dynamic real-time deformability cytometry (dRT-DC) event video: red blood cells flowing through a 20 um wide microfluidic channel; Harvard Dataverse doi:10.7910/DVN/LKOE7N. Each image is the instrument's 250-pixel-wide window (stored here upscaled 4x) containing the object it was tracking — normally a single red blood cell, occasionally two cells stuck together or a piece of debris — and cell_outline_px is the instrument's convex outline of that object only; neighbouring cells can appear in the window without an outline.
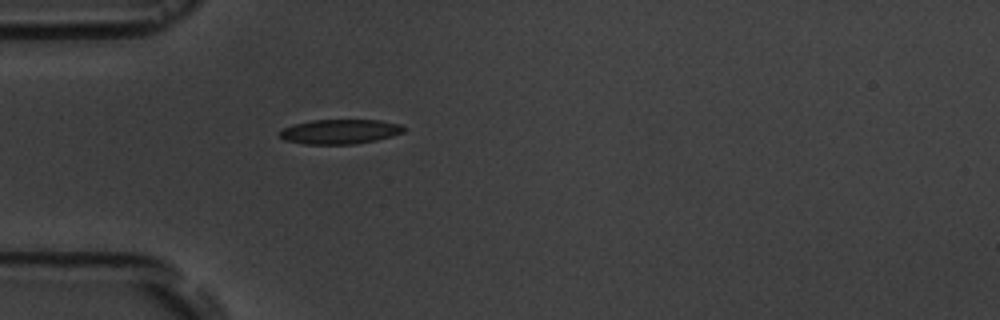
{"species": "common noctule bat (a hibernating species)", "species_latin": "Nyctalus noctula", "temperature_condition": "room temperature", "stored_images_in_passage": 1, "camera_frame_rate_fps": 3000, "um_per_image_px": 0.085, "animal": {"sex": "male", "body_mass_g": 19.5, "forearm_length_mm": 54.6}, "frame": {"image": 1, "passage_image": 1, "time_ms": 0.0, "image_size_px": [1000, 320], "cell_outline_px": [[404, 132], [392, 136], [376, 140], [352, 144], [304, 144], [284, 140], [280, 136], [280, 132], [284, 128], [296, 124], [312, 120], [380, 120], [400, 124], [404, 128]], "centroid_in_image_um": [28.91, 11.19], "position_along_channel_um": 56.1, "area_um2": 17.63}}